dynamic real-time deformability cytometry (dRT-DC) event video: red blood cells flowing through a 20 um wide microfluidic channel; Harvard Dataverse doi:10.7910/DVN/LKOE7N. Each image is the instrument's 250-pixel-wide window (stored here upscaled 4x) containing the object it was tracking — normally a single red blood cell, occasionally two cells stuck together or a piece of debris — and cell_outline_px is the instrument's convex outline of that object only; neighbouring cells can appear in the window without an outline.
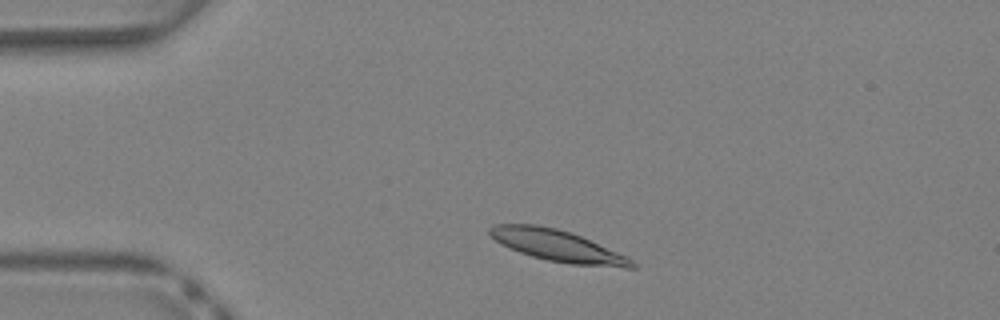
{"species": "Egyptian fruit bat (a non-hibernating species)", "species_latin": "Rousettus aegyptiacus", "temperature_condition": "warm", "stored_images_in_passage": 35, "camera_frame_rate_fps": 3000, "um_per_image_px": 0.085, "animal": {"sex": "female"}, "frame": {"image": 1, "passage_image": 4, "time_ms": 1.0, "image_size_px": [1000, 320], "cell_outline_px": [[636, 268], [624, 268], [568, 264], [548, 260], [532, 256], [508, 248], [500, 244], [488, 232], [488, 228], [496, 224], [536, 224], [556, 228], [572, 232], [628, 256], [636, 264]], "centroid_in_image_um": [47.42, 20.89], "position_along_channel_um": 37.6, "area_um2": 26.3}}
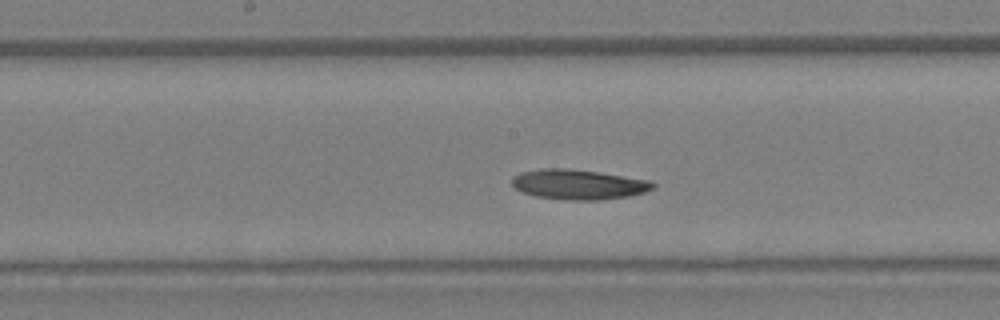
{"frame": {"image": 2, "passage_image": 16, "time_ms": 5.0, "image_size_px": [1000, 320], "cell_outline_px": [[656, 184], [652, 188], [644, 192], [628, 196], [596, 200], [572, 200], [536, 196], [524, 192], [516, 188], [512, 184], [512, 176], [520, 172], [540, 168], [568, 168], [596, 172], [648, 180]], "centroid_in_image_um": [49.12, 15.66], "position_along_channel_um": 199.1, "area_um2": 24.28}}
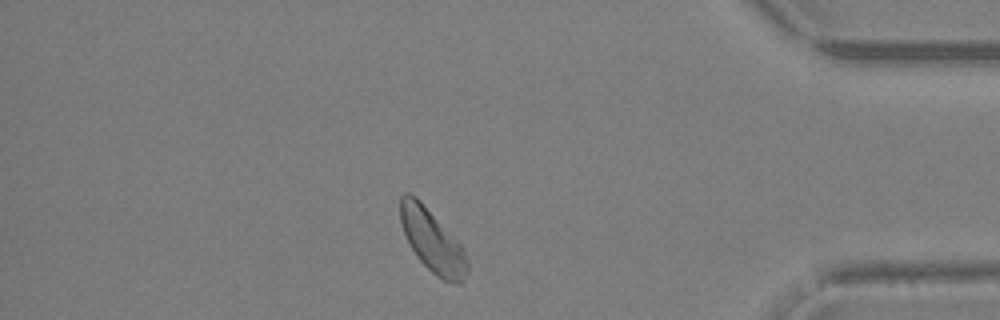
{"frame": {"image": 3, "passage_image": 30, "time_ms": 9.667, "image_size_px": [1000, 320], "cell_outline_px": [[468, 272], [464, 280], [460, 284], [444, 280], [436, 276], [416, 256], [404, 232], [400, 220], [400, 196], [404, 192], [408, 192], [416, 196], [420, 200], [460, 244], [468, 260]], "centroid_in_image_um": [36.74, 20.47], "position_along_channel_um": 398.5, "area_um2": 24.1}}